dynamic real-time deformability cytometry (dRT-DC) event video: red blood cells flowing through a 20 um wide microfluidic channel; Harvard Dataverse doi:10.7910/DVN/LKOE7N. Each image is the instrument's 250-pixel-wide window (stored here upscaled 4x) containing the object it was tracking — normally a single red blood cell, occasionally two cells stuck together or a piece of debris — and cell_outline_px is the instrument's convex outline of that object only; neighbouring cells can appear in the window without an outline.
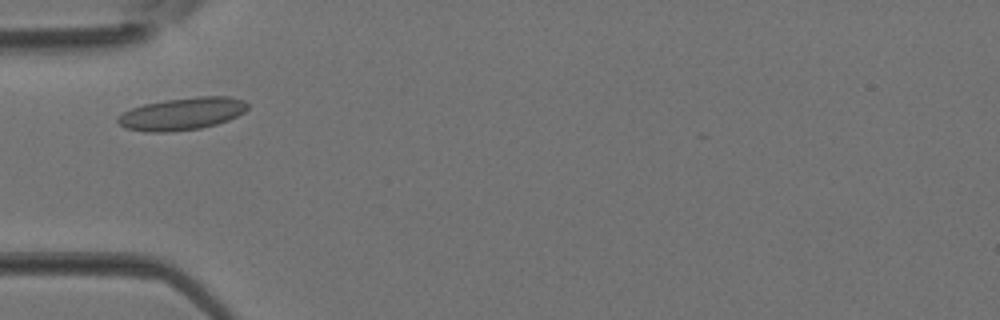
{"species": "Egyptian fruit bat (a non-hibernating species)", "species_latin": "Rousettus aegyptiacus", "temperature_condition": "room temperature", "stored_images_in_passage": 2, "camera_frame_rate_fps": 3000, "um_per_image_px": 0.085, "animal": {"sex": "female"}, "frame": {"image": 1, "passage_image": 2, "time_ms": 0.333, "image_size_px": [1000, 320], "cell_outline_px": [[248, 108], [244, 112], [228, 120], [216, 124], [200, 128], [172, 132], [144, 132], [124, 128], [116, 120], [116, 116], [132, 108], [144, 104], [164, 100], [196, 96], [228, 96], [244, 100], [248, 104]], "centroid_in_image_um": [15.46, 9.67], "position_along_channel_um": 69.5, "area_um2": 24.68}}